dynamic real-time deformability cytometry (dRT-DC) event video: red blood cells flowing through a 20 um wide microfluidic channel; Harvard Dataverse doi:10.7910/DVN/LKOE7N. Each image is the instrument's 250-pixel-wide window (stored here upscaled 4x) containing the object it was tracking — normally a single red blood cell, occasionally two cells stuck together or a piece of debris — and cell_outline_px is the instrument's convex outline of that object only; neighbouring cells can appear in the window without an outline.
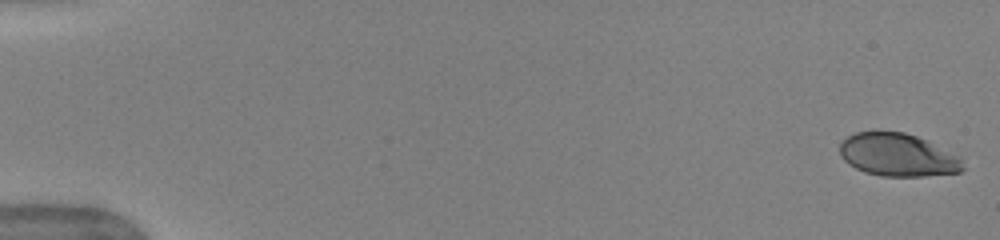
{"species": "human", "species_latin": "Homo sapiens", "temperature_condition": "warm", "stored_images_in_passage": 52, "camera_frame_rate_fps": 3000, "um_per_image_px": 0.085, "donor": {"sex": "female"}, "frame": {"image": 1, "passage_image": 1, "time_ms": 0.0, "image_size_px": [1000, 240], "cell_outline_px": [[964, 168], [960, 172], [924, 176], [880, 176], [864, 172], [848, 164], [840, 156], [840, 144], [848, 136], [856, 132], [876, 128], [880, 128], [904, 132], [928, 140], [960, 156], [964, 160]], "centroid_in_image_um": [76.31, 13.13], "position_along_channel_um": 8.7, "area_um2": 31.67}}
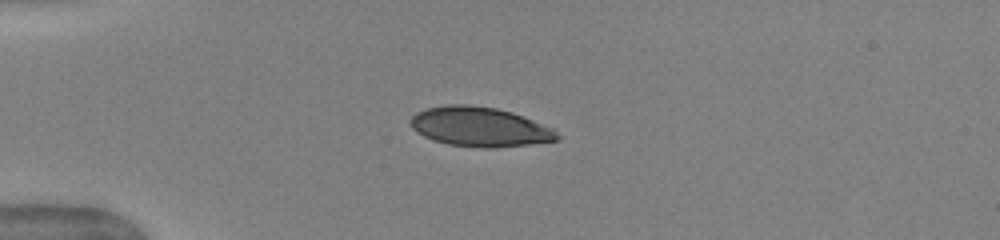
{"frame": {"image": 2, "passage_image": 14, "time_ms": 4.333, "image_size_px": [1000, 240], "cell_outline_px": [[560, 140], [496, 148], [480, 148], [448, 144], [432, 140], [416, 132], [412, 128], [408, 120], [416, 112], [424, 108], [448, 104], [468, 104], [496, 108], [512, 112], [552, 128], [560, 136]], "centroid_in_image_um": [40.73, 10.78], "position_along_channel_um": 44.3, "area_um2": 33.99}}
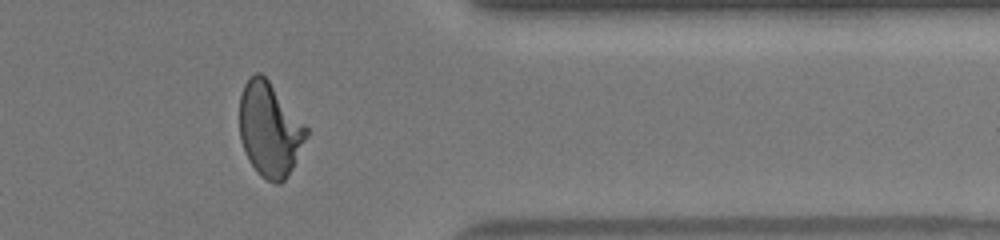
{"frame": {"image": 3, "passage_image": 43, "time_ms": 14.0, "image_size_px": [1000, 240], "cell_outline_px": [[308, 136], [288, 176], [280, 184], [276, 184], [260, 176], [256, 172], [248, 160], [240, 140], [240, 96], [244, 84], [256, 72], [260, 72], [268, 80], [308, 128]], "centroid_in_image_um": [22.91, 11.04], "position_along_channel_um": 388.5, "area_um2": 36.47}, "authors_computed_cell_mechanics": {"area_um2": 36.414, "velocity_mm_per_s": 3.9781, "shape_relaxation_time_tau1_ms": 4.314, "shape_relaxation_time_tau2_ms": null, "deformation_change_tau1": 0.2121, "deformation_change_tau2": null}}